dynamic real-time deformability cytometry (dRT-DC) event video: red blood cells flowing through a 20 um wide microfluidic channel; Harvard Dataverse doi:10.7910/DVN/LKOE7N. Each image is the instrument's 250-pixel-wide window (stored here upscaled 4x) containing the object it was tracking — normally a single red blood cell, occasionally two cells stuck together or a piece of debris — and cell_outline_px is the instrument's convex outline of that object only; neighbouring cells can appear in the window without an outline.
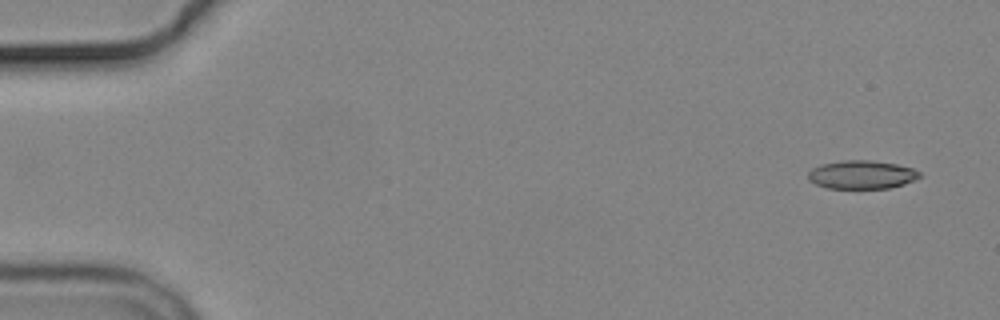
{"species": "common noctule bat (a hibernating species)", "species_latin": "Nyctalus noctula", "temperature_condition": "cold", "stored_images_in_passage": 5, "camera_frame_rate_fps": 3000, "um_per_image_px": 0.085, "animal": {"sex": "male", "body_mass_g": 19.2, "forearm_length_mm": 51.8}, "frame": {"image": 1, "passage_image": 1, "time_ms": 0.0, "image_size_px": [1000, 320], "cell_outline_px": [[920, 176], [916, 180], [904, 184], [888, 188], [828, 188], [816, 184], [808, 180], [808, 172], [812, 168], [820, 164], [844, 160], [872, 160], [896, 164], [912, 168], [920, 172]], "centroid_in_image_um": [73.24, 14.84], "position_along_channel_um": 11.8, "area_um2": 18.5}}
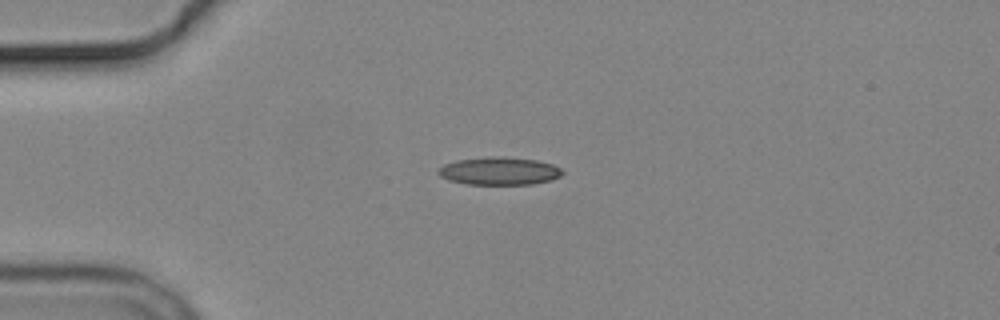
{"frame": {"image": 2, "passage_image": 4, "time_ms": 3.667, "image_size_px": [1000, 320], "cell_outline_px": [[564, 172], [560, 176], [552, 180], [532, 184], [468, 184], [448, 180], [440, 176], [436, 172], [444, 164], [456, 160], [488, 156], [500, 156], [536, 160], [552, 164], [560, 168]], "centroid_in_image_um": [42.43, 14.53], "position_along_channel_um": 42.6, "area_um2": 20.17}}